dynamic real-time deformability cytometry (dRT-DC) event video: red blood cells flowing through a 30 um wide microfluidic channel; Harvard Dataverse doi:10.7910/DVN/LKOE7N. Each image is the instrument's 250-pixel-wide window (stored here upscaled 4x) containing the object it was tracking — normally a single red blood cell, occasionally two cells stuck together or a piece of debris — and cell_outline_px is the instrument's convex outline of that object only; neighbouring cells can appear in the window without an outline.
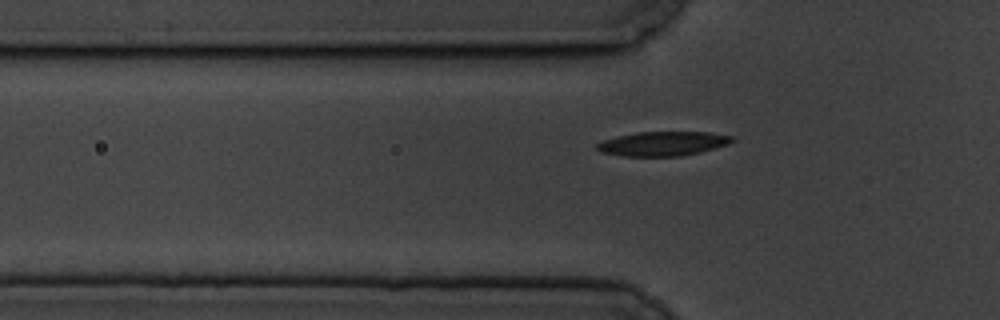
{"species": "common noctule bat (a hibernating species)", "species_latin": "Nyctalus noctula", "temperature_condition": "cold", "stored_images_in_passage": 7, "segment_of_instrument_passage": [2, 2], "camera_frame_rate_fps": 3000, "um_per_image_px": 0.085, "animal": {"sex": "male", "body_mass_g": 19.5, "forearm_length_mm": 54.6}, "frame": {"image": 1, "passage_image": 7, "time_ms": 8.0, "image_size_px": [1000, 320], "cell_outline_px": [[736, 140], [728, 144], [700, 152], [680, 156], [624, 156], [600, 152], [596, 148], [596, 144], [604, 140], [616, 136], [636, 132], [708, 132], [732, 136]], "centroid_in_image_um": [56.33, 12.21], "position_along_channel_um": 69.5, "area_um2": 19.13}}